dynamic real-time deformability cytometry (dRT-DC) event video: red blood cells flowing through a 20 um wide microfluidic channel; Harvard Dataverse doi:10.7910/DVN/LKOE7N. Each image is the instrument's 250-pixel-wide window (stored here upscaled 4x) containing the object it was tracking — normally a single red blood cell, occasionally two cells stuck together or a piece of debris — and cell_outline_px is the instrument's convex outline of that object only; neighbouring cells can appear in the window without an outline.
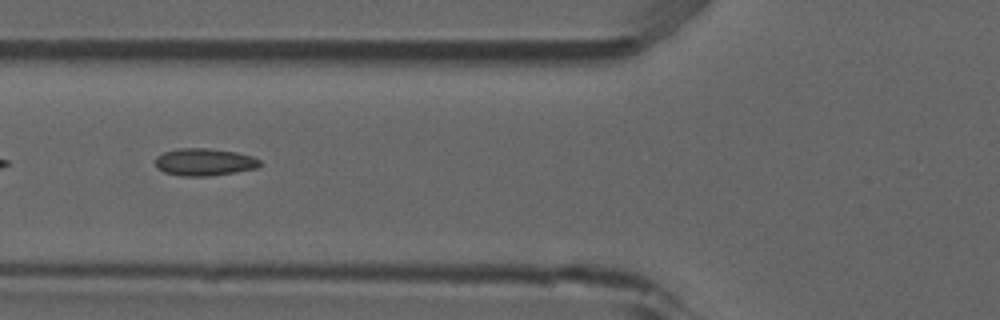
{"species": "common noctule bat (a hibernating species)", "species_latin": "Nyctalus noctula", "temperature_condition": "room temperature", "stored_images_in_passage": 8, "camera_frame_rate_fps": 3000, "um_per_image_px": 0.085, "animal": {"sex": "male", "forearm_length_mm": 52.5}, "frame": {"image": 1, "passage_image": 5, "time_ms": 1.333, "image_size_px": [1000, 320], "cell_outline_px": [[260, 164], [256, 168], [236, 172], [208, 176], [180, 176], [164, 172], [156, 168], [156, 156], [164, 152], [176, 148], [208, 148], [236, 152], [252, 156], [260, 160]], "centroid_in_image_um": [17.34, 13.77], "position_along_channel_um": 108.5, "area_um2": 16.7}}
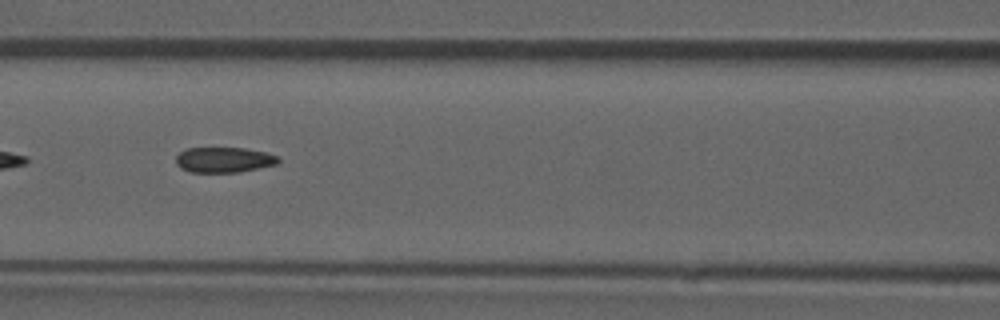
{"frame": {"image": 2, "passage_image": 6, "time_ms": 1.667, "image_size_px": [1000, 320], "cell_outline_px": [[280, 160], [276, 164], [240, 172], [188, 172], [180, 168], [176, 164], [176, 156], [184, 148], [244, 148], [264, 152], [276, 156]], "centroid_in_image_um": [18.98, 13.59], "position_along_channel_um": 147.6, "area_um2": 15.09}}